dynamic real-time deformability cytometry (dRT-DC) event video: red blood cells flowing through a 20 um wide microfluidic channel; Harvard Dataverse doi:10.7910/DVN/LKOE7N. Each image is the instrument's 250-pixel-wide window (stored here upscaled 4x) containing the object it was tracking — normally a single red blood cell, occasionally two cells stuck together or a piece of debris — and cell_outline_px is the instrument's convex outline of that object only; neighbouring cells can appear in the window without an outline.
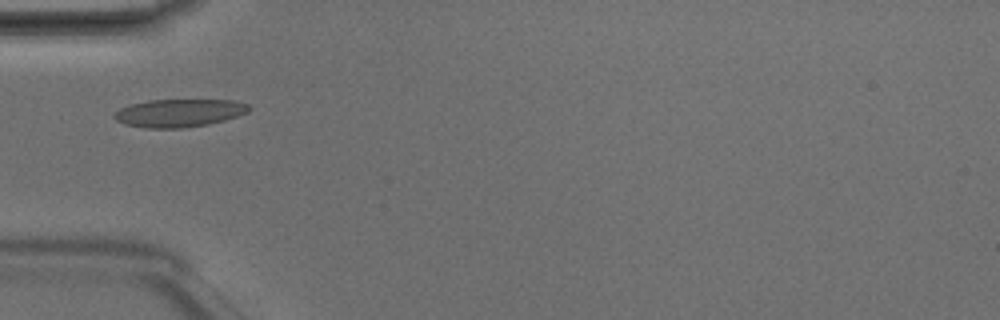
{"species": "Egyptian fruit bat (a non-hibernating species)", "species_latin": "Rousettus aegyptiacus", "temperature_condition": "room temperature", "stored_images_in_passage": 4, "camera_frame_rate_fps": 3000, "um_per_image_px": 0.085, "animal": {"sex": "male"}, "frame": {"image": 1, "passage_image": 3, "time_ms": 0.667, "image_size_px": [1000, 320], "cell_outline_px": [[252, 108], [248, 112], [224, 120], [208, 124], [180, 128], [144, 128], [124, 124], [116, 120], [112, 116], [120, 108], [132, 104], [148, 100], [236, 100], [248, 104]], "centroid_in_image_um": [15.23, 9.6], "position_along_channel_um": 69.8, "area_um2": 21.91}}